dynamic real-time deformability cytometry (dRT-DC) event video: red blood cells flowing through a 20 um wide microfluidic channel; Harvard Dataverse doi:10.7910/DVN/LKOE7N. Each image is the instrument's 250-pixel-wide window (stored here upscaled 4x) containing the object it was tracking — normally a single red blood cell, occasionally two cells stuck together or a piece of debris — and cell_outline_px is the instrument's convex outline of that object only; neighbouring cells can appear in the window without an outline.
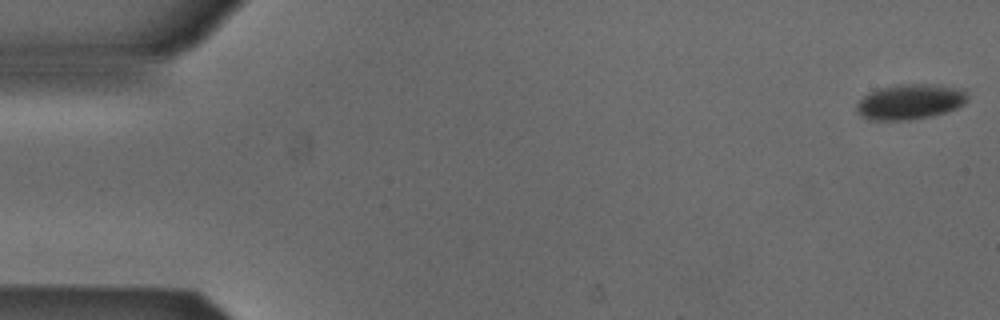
{"species": "Egyptian fruit bat (a non-hibernating species)", "species_latin": "Rousettus aegyptiacus", "temperature_condition": "cold", "stored_images_in_passage": 53, "camera_frame_rate_fps": 3000, "um_per_image_px": 0.085, "animal": {"sex": "male"}, "frame": {"image": 1, "passage_image": 1, "time_ms": 0.0, "image_size_px": [1000, 320], "cell_outline_px": [[968, 100], [964, 104], [948, 112], [932, 116], [908, 120], [872, 120], [860, 116], [856, 112], [856, 104], [868, 92], [880, 88], [900, 84], [924, 84], [964, 88], [968, 96]], "centroid_in_image_um": [77.36, 8.65], "position_along_channel_um": 7.6, "area_um2": 23.0}}
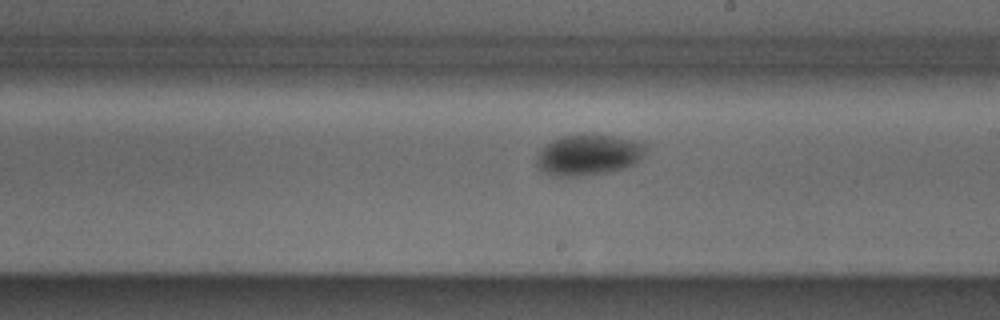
{"frame": {"image": 2, "passage_image": 30, "time_ms": 9.667, "image_size_px": [1000, 320], "cell_outline_px": [[644, 152], [636, 164], [624, 168], [604, 172], [568, 176], [556, 176], [544, 172], [536, 164], [536, 160], [540, 148], [544, 144], [560, 136], [580, 132], [592, 132], [640, 140], [644, 144]], "centroid_in_image_um": [50.0, 13.09], "position_along_channel_um": 239.0, "area_um2": 26.47}}
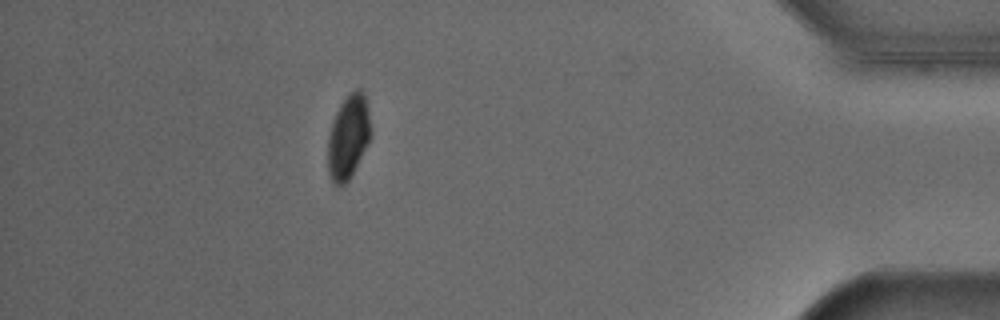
{"frame": {"image": 3, "passage_image": 47, "time_ms": 15.333, "image_size_px": [1000, 320], "cell_outline_px": [[372, 136], [348, 180], [344, 184], [336, 184], [332, 180], [328, 172], [328, 136], [336, 112], [340, 104], [348, 92], [356, 88], [360, 88], [364, 92], [372, 132]], "centroid_in_image_um": [29.62, 11.57], "position_along_channel_um": 405.6, "area_um2": 20.87}, "authors_computed_cell_mechanics": {"area_um2": 24.2182, "velocity_mm_per_s": 3.8606, "shape_relaxation_time_tau1_ms": 2.5514, "shape_relaxation_time_tau2_ms": null, "deformation_change_tau1": 0.0729, "deformation_change_tau2": null}}